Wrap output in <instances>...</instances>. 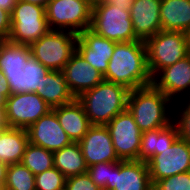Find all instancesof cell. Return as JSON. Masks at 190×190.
<instances>
[{"label":"cell","instance_id":"1","mask_svg":"<svg viewBox=\"0 0 190 190\" xmlns=\"http://www.w3.org/2000/svg\"><path fill=\"white\" fill-rule=\"evenodd\" d=\"M103 79L124 85L129 90L151 85L144 41L116 43Z\"/></svg>","mask_w":190,"mask_h":190},{"label":"cell","instance_id":"2","mask_svg":"<svg viewBox=\"0 0 190 190\" xmlns=\"http://www.w3.org/2000/svg\"><path fill=\"white\" fill-rule=\"evenodd\" d=\"M173 109L174 103L153 84L129 92L127 110L142 132L168 126L174 119Z\"/></svg>","mask_w":190,"mask_h":190},{"label":"cell","instance_id":"3","mask_svg":"<svg viewBox=\"0 0 190 190\" xmlns=\"http://www.w3.org/2000/svg\"><path fill=\"white\" fill-rule=\"evenodd\" d=\"M129 92L124 85L103 80L82 93L77 100L82 104L91 125H106L127 110Z\"/></svg>","mask_w":190,"mask_h":190},{"label":"cell","instance_id":"4","mask_svg":"<svg viewBox=\"0 0 190 190\" xmlns=\"http://www.w3.org/2000/svg\"><path fill=\"white\" fill-rule=\"evenodd\" d=\"M90 29L117 43L139 40L133 31L129 5L108 0L93 3Z\"/></svg>","mask_w":190,"mask_h":190},{"label":"cell","instance_id":"5","mask_svg":"<svg viewBox=\"0 0 190 190\" xmlns=\"http://www.w3.org/2000/svg\"><path fill=\"white\" fill-rule=\"evenodd\" d=\"M148 71L152 79L163 69L190 54L187 33L159 31L144 41Z\"/></svg>","mask_w":190,"mask_h":190},{"label":"cell","instance_id":"6","mask_svg":"<svg viewBox=\"0 0 190 190\" xmlns=\"http://www.w3.org/2000/svg\"><path fill=\"white\" fill-rule=\"evenodd\" d=\"M77 38L71 31L49 30L29 46L31 56L50 71H62L76 51Z\"/></svg>","mask_w":190,"mask_h":190},{"label":"cell","instance_id":"7","mask_svg":"<svg viewBox=\"0 0 190 190\" xmlns=\"http://www.w3.org/2000/svg\"><path fill=\"white\" fill-rule=\"evenodd\" d=\"M92 7L90 0H50L45 7L48 26L79 34L91 26Z\"/></svg>","mask_w":190,"mask_h":190},{"label":"cell","instance_id":"8","mask_svg":"<svg viewBox=\"0 0 190 190\" xmlns=\"http://www.w3.org/2000/svg\"><path fill=\"white\" fill-rule=\"evenodd\" d=\"M50 30L45 7L18 0L11 12L8 41L30 46Z\"/></svg>","mask_w":190,"mask_h":190},{"label":"cell","instance_id":"9","mask_svg":"<svg viewBox=\"0 0 190 190\" xmlns=\"http://www.w3.org/2000/svg\"><path fill=\"white\" fill-rule=\"evenodd\" d=\"M50 110L37 93L11 94L5 103V121L7 127L27 129Z\"/></svg>","mask_w":190,"mask_h":190},{"label":"cell","instance_id":"10","mask_svg":"<svg viewBox=\"0 0 190 190\" xmlns=\"http://www.w3.org/2000/svg\"><path fill=\"white\" fill-rule=\"evenodd\" d=\"M106 127L118 158L122 161L139 160L142 131L128 110L115 116Z\"/></svg>","mask_w":190,"mask_h":190},{"label":"cell","instance_id":"11","mask_svg":"<svg viewBox=\"0 0 190 190\" xmlns=\"http://www.w3.org/2000/svg\"><path fill=\"white\" fill-rule=\"evenodd\" d=\"M150 181L155 182L178 173L190 171V143L180 136L160 154L148 162Z\"/></svg>","mask_w":190,"mask_h":190},{"label":"cell","instance_id":"12","mask_svg":"<svg viewBox=\"0 0 190 190\" xmlns=\"http://www.w3.org/2000/svg\"><path fill=\"white\" fill-rule=\"evenodd\" d=\"M152 84L173 103L190 99V54L163 68L152 79Z\"/></svg>","mask_w":190,"mask_h":190},{"label":"cell","instance_id":"13","mask_svg":"<svg viewBox=\"0 0 190 190\" xmlns=\"http://www.w3.org/2000/svg\"><path fill=\"white\" fill-rule=\"evenodd\" d=\"M149 167L145 161L112 162L111 182L104 190H152Z\"/></svg>","mask_w":190,"mask_h":190},{"label":"cell","instance_id":"14","mask_svg":"<svg viewBox=\"0 0 190 190\" xmlns=\"http://www.w3.org/2000/svg\"><path fill=\"white\" fill-rule=\"evenodd\" d=\"M26 131L29 143L48 151L55 152L72 143L53 110L41 116Z\"/></svg>","mask_w":190,"mask_h":190},{"label":"cell","instance_id":"15","mask_svg":"<svg viewBox=\"0 0 190 190\" xmlns=\"http://www.w3.org/2000/svg\"><path fill=\"white\" fill-rule=\"evenodd\" d=\"M79 146L88 167L100 162L120 161L106 125H91Z\"/></svg>","mask_w":190,"mask_h":190},{"label":"cell","instance_id":"16","mask_svg":"<svg viewBox=\"0 0 190 190\" xmlns=\"http://www.w3.org/2000/svg\"><path fill=\"white\" fill-rule=\"evenodd\" d=\"M116 43L88 28L78 34L76 51L104 76Z\"/></svg>","mask_w":190,"mask_h":190},{"label":"cell","instance_id":"17","mask_svg":"<svg viewBox=\"0 0 190 190\" xmlns=\"http://www.w3.org/2000/svg\"><path fill=\"white\" fill-rule=\"evenodd\" d=\"M62 72L74 98H78L82 93L94 88L104 80L103 75L89 65L77 51L72 54Z\"/></svg>","mask_w":190,"mask_h":190},{"label":"cell","instance_id":"18","mask_svg":"<svg viewBox=\"0 0 190 190\" xmlns=\"http://www.w3.org/2000/svg\"><path fill=\"white\" fill-rule=\"evenodd\" d=\"M161 0H133L129 5L135 36L142 41L161 31Z\"/></svg>","mask_w":190,"mask_h":190},{"label":"cell","instance_id":"19","mask_svg":"<svg viewBox=\"0 0 190 190\" xmlns=\"http://www.w3.org/2000/svg\"><path fill=\"white\" fill-rule=\"evenodd\" d=\"M52 110L56 113L58 122L72 142H79L91 126L82 104L75 98L72 102Z\"/></svg>","mask_w":190,"mask_h":190},{"label":"cell","instance_id":"20","mask_svg":"<svg viewBox=\"0 0 190 190\" xmlns=\"http://www.w3.org/2000/svg\"><path fill=\"white\" fill-rule=\"evenodd\" d=\"M178 137L179 130L174 121L164 128L142 132L139 160L147 163L172 145Z\"/></svg>","mask_w":190,"mask_h":190},{"label":"cell","instance_id":"21","mask_svg":"<svg viewBox=\"0 0 190 190\" xmlns=\"http://www.w3.org/2000/svg\"><path fill=\"white\" fill-rule=\"evenodd\" d=\"M50 70L43 66L31 55L27 59L23 72L16 75H4L7 78L11 94L37 93L40 91V84Z\"/></svg>","mask_w":190,"mask_h":190},{"label":"cell","instance_id":"22","mask_svg":"<svg viewBox=\"0 0 190 190\" xmlns=\"http://www.w3.org/2000/svg\"><path fill=\"white\" fill-rule=\"evenodd\" d=\"M161 30L188 33L190 30V0H161Z\"/></svg>","mask_w":190,"mask_h":190},{"label":"cell","instance_id":"23","mask_svg":"<svg viewBox=\"0 0 190 190\" xmlns=\"http://www.w3.org/2000/svg\"><path fill=\"white\" fill-rule=\"evenodd\" d=\"M28 143L26 129L13 127L0 129V161L7 165L21 163Z\"/></svg>","mask_w":190,"mask_h":190},{"label":"cell","instance_id":"24","mask_svg":"<svg viewBox=\"0 0 190 190\" xmlns=\"http://www.w3.org/2000/svg\"><path fill=\"white\" fill-rule=\"evenodd\" d=\"M37 94L51 108L68 104L75 99L68 89L65 75L62 71H49L42 79L40 91Z\"/></svg>","mask_w":190,"mask_h":190},{"label":"cell","instance_id":"25","mask_svg":"<svg viewBox=\"0 0 190 190\" xmlns=\"http://www.w3.org/2000/svg\"><path fill=\"white\" fill-rule=\"evenodd\" d=\"M54 167L66 178L87 173L88 166L82 155L79 142H72L60 150L53 152Z\"/></svg>","mask_w":190,"mask_h":190},{"label":"cell","instance_id":"26","mask_svg":"<svg viewBox=\"0 0 190 190\" xmlns=\"http://www.w3.org/2000/svg\"><path fill=\"white\" fill-rule=\"evenodd\" d=\"M30 55L31 50L27 45L0 41V70L3 75L22 73Z\"/></svg>","mask_w":190,"mask_h":190},{"label":"cell","instance_id":"27","mask_svg":"<svg viewBox=\"0 0 190 190\" xmlns=\"http://www.w3.org/2000/svg\"><path fill=\"white\" fill-rule=\"evenodd\" d=\"M21 163L34 175L40 174L54 167L53 152L28 143Z\"/></svg>","mask_w":190,"mask_h":190},{"label":"cell","instance_id":"28","mask_svg":"<svg viewBox=\"0 0 190 190\" xmlns=\"http://www.w3.org/2000/svg\"><path fill=\"white\" fill-rule=\"evenodd\" d=\"M3 190H36L35 175L22 163L8 165Z\"/></svg>","mask_w":190,"mask_h":190},{"label":"cell","instance_id":"29","mask_svg":"<svg viewBox=\"0 0 190 190\" xmlns=\"http://www.w3.org/2000/svg\"><path fill=\"white\" fill-rule=\"evenodd\" d=\"M66 179L56 167H53L35 175V188L36 190H63Z\"/></svg>","mask_w":190,"mask_h":190},{"label":"cell","instance_id":"30","mask_svg":"<svg viewBox=\"0 0 190 190\" xmlns=\"http://www.w3.org/2000/svg\"><path fill=\"white\" fill-rule=\"evenodd\" d=\"M178 102L174 103L173 121L178 126L179 136L190 143V99Z\"/></svg>","mask_w":190,"mask_h":190},{"label":"cell","instance_id":"31","mask_svg":"<svg viewBox=\"0 0 190 190\" xmlns=\"http://www.w3.org/2000/svg\"><path fill=\"white\" fill-rule=\"evenodd\" d=\"M154 190H190V171L178 173L153 184Z\"/></svg>","mask_w":190,"mask_h":190},{"label":"cell","instance_id":"32","mask_svg":"<svg viewBox=\"0 0 190 190\" xmlns=\"http://www.w3.org/2000/svg\"><path fill=\"white\" fill-rule=\"evenodd\" d=\"M87 173L92 181L102 190L105 189L112 177V162L98 163L89 166Z\"/></svg>","mask_w":190,"mask_h":190},{"label":"cell","instance_id":"33","mask_svg":"<svg viewBox=\"0 0 190 190\" xmlns=\"http://www.w3.org/2000/svg\"><path fill=\"white\" fill-rule=\"evenodd\" d=\"M66 190H102L90 178L88 173L67 177Z\"/></svg>","mask_w":190,"mask_h":190},{"label":"cell","instance_id":"34","mask_svg":"<svg viewBox=\"0 0 190 190\" xmlns=\"http://www.w3.org/2000/svg\"><path fill=\"white\" fill-rule=\"evenodd\" d=\"M11 32V14L0 8V41H8Z\"/></svg>","mask_w":190,"mask_h":190},{"label":"cell","instance_id":"35","mask_svg":"<svg viewBox=\"0 0 190 190\" xmlns=\"http://www.w3.org/2000/svg\"><path fill=\"white\" fill-rule=\"evenodd\" d=\"M0 91L6 99L11 95V90L8 85L7 78L3 75V72L0 70Z\"/></svg>","mask_w":190,"mask_h":190},{"label":"cell","instance_id":"36","mask_svg":"<svg viewBox=\"0 0 190 190\" xmlns=\"http://www.w3.org/2000/svg\"><path fill=\"white\" fill-rule=\"evenodd\" d=\"M18 0H0V8L11 14Z\"/></svg>","mask_w":190,"mask_h":190},{"label":"cell","instance_id":"37","mask_svg":"<svg viewBox=\"0 0 190 190\" xmlns=\"http://www.w3.org/2000/svg\"><path fill=\"white\" fill-rule=\"evenodd\" d=\"M8 165L0 161V184L4 186Z\"/></svg>","mask_w":190,"mask_h":190},{"label":"cell","instance_id":"38","mask_svg":"<svg viewBox=\"0 0 190 190\" xmlns=\"http://www.w3.org/2000/svg\"><path fill=\"white\" fill-rule=\"evenodd\" d=\"M5 108H0V129H4L7 127L6 121H5Z\"/></svg>","mask_w":190,"mask_h":190},{"label":"cell","instance_id":"39","mask_svg":"<svg viewBox=\"0 0 190 190\" xmlns=\"http://www.w3.org/2000/svg\"><path fill=\"white\" fill-rule=\"evenodd\" d=\"M25 2H29L31 4H36L42 7H46L50 0H23Z\"/></svg>","mask_w":190,"mask_h":190},{"label":"cell","instance_id":"40","mask_svg":"<svg viewBox=\"0 0 190 190\" xmlns=\"http://www.w3.org/2000/svg\"><path fill=\"white\" fill-rule=\"evenodd\" d=\"M115 4L130 5L133 0H108Z\"/></svg>","mask_w":190,"mask_h":190},{"label":"cell","instance_id":"41","mask_svg":"<svg viewBox=\"0 0 190 190\" xmlns=\"http://www.w3.org/2000/svg\"><path fill=\"white\" fill-rule=\"evenodd\" d=\"M6 98L1 95V91H0V108H5V103H6Z\"/></svg>","mask_w":190,"mask_h":190},{"label":"cell","instance_id":"42","mask_svg":"<svg viewBox=\"0 0 190 190\" xmlns=\"http://www.w3.org/2000/svg\"><path fill=\"white\" fill-rule=\"evenodd\" d=\"M187 35H188L189 42H190V30H189V32L187 33Z\"/></svg>","mask_w":190,"mask_h":190},{"label":"cell","instance_id":"43","mask_svg":"<svg viewBox=\"0 0 190 190\" xmlns=\"http://www.w3.org/2000/svg\"><path fill=\"white\" fill-rule=\"evenodd\" d=\"M92 3H94V2H97V1H100V0H90Z\"/></svg>","mask_w":190,"mask_h":190}]
</instances>
